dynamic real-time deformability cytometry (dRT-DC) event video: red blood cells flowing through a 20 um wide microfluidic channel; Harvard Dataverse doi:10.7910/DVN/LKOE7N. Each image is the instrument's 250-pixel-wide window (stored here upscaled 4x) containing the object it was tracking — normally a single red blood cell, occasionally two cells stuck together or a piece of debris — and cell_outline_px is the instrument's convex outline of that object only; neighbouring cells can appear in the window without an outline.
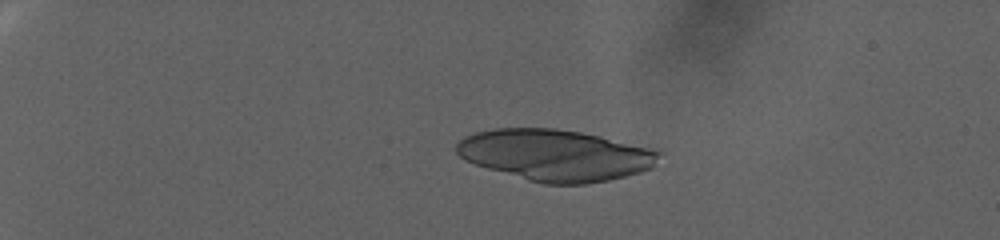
{"species": "human", "species_latin": "Homo sapiens", "temperature_condition": "warm", "stored_images_in_passage": 47, "camera_frame_rate_fps": 3000, "um_per_image_px": 0.085, "donor": {"sex": "female"}, "frame": {"image": 1, "passage_image": 26, "time_ms": 8.333, "image_size_px": [1000, 240], "cell_outline_px": [[664, 152], [652, 168], [640, 172], [608, 180], [584, 184], [544, 184], [528, 180], [488, 168], [476, 164], [460, 156], [456, 152], [456, 144], [464, 136], [476, 132], [496, 128], [556, 128], [580, 132], [600, 136]], "centroid_in_image_um": [47.21, 13.18], "position_along_channel_um": 37.8, "area_um2": 60.23}}